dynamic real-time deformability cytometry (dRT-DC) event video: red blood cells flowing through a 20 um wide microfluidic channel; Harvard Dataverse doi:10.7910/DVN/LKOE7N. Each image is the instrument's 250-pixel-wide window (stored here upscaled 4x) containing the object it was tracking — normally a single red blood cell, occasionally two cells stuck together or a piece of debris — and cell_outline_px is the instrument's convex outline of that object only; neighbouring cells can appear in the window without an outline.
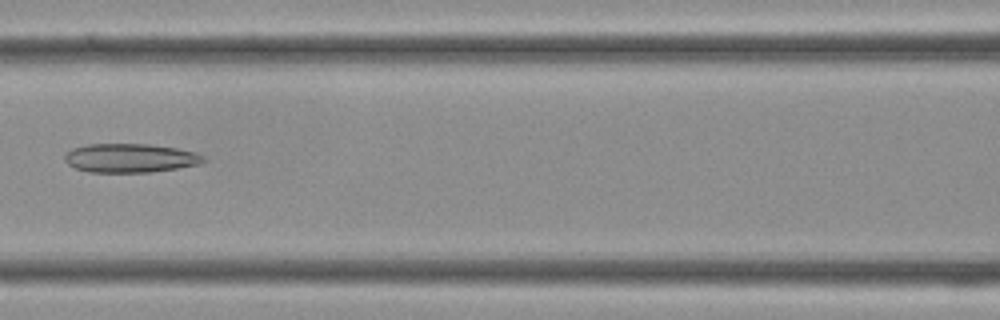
{"species": "Egyptian fruit bat (a non-hibernating species)", "species_latin": "Rousettus aegyptiacus", "temperature_condition": "cold", "stored_images_in_passage": 27, "camera_frame_rate_fps": 3000, "um_per_image_px": 0.085, "frame": {"image": 1, "passage_image": 7, "time_ms": 2.0, "image_size_px": [1000, 320], "cell_outline_px": [[208, 160], [200, 164], [152, 172], [88, 172], [76, 168], [68, 164], [64, 160], [64, 156], [72, 148], [88, 144], [152, 144], [176, 148], [196, 152], [204, 156]], "centroid_in_image_um": [11.09, 13.43], "position_along_channel_um": 155.5, "area_um2": 23.47}}
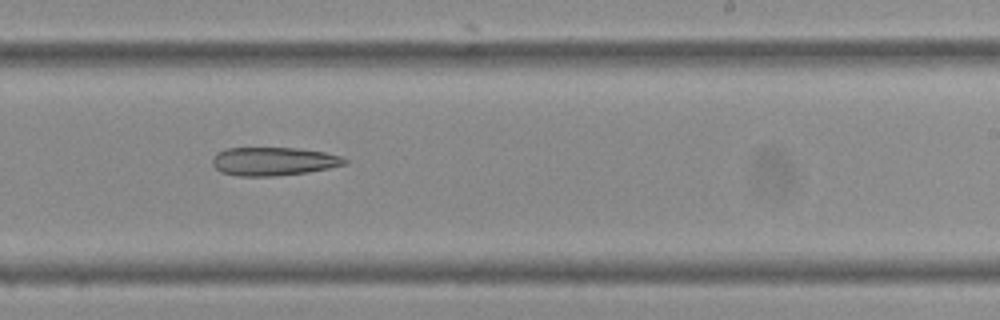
{"frame": {"image": 2, "passage_image": 13, "time_ms": 4.0, "image_size_px": [1000, 320], "cell_outline_px": [[348, 164], [308, 172], [276, 176], [240, 176], [220, 172], [212, 164], [212, 156], [216, 152], [228, 148], [296, 148], [324, 152], [344, 156], [348, 160]], "centroid_in_image_um": [23.26, 13.71], "position_along_channel_um": 265.7, "area_um2": 22.08}}
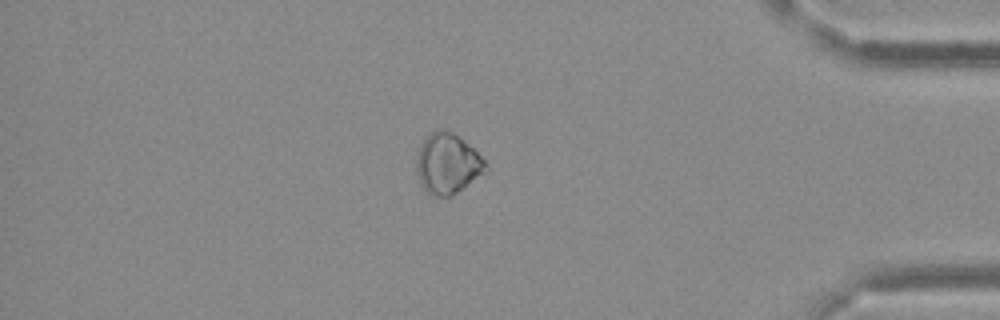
{"frame": {"image": 3, "passage_image": 22, "time_ms": 7.0, "image_size_px": [1000, 320], "cell_outline_px": [[488, 172], [452, 196], [436, 196], [428, 192], [424, 188], [416, 172], [416, 156], [424, 140], [436, 128], [444, 128], [452, 132], [464, 140], [488, 164]], "centroid_in_image_um": [38.07, 13.91], "position_along_channel_um": 397.1, "area_um2": 24.39}}